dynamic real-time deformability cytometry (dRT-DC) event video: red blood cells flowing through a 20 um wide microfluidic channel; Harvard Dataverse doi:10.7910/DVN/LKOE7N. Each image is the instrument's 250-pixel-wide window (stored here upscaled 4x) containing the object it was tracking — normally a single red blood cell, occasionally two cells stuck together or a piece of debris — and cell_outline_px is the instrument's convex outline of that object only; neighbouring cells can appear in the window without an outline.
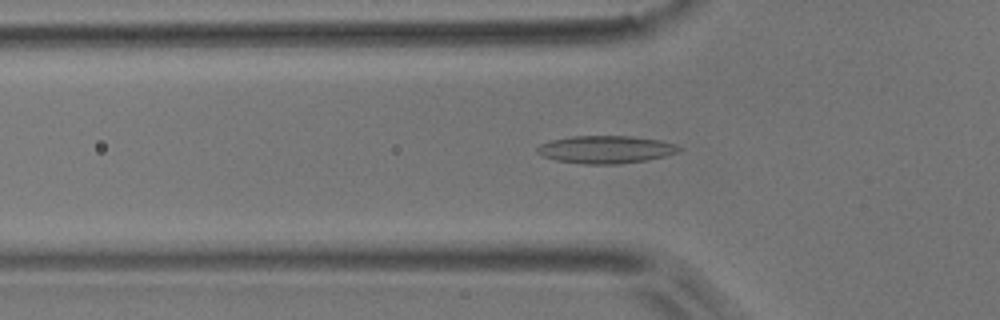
{"species": "common noctule bat (a hibernating species)", "species_latin": "Nyctalus noctula", "temperature_condition": "room temperature", "stored_images_in_passage": 53, "camera_frame_rate_fps": 3000, "um_per_image_px": 0.085, "animal": {"sex": "male", "body_mass_g": 17.9}, "frame": {"image": 1, "passage_image": 17, "time_ms": 5.333, "image_size_px": [1000, 320], "cell_outline_px": [[684, 148], [680, 152], [648, 160], [620, 164], [584, 164], [556, 160], [544, 156], [536, 152], [536, 148], [540, 144], [548, 140], [572, 136], [628, 136], [660, 140], [676, 144]], "centroid_in_image_um": [51.51, 12.7], "position_along_channel_um": 74.3, "area_um2": 23.06}}
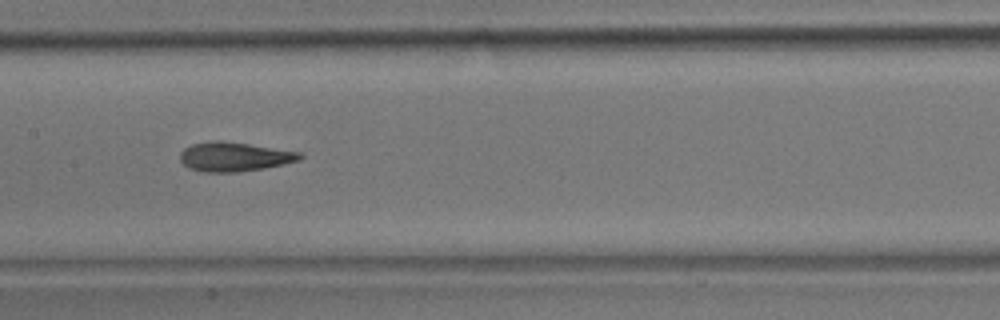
{"frame": {"image": 2, "passage_image": 26, "time_ms": 8.333, "image_size_px": [1000, 320], "cell_outline_px": [[304, 156], [300, 160], [284, 164], [264, 168], [236, 172], [200, 172], [188, 168], [180, 160], [180, 152], [184, 148], [192, 144], [212, 140], [220, 140], [248, 144], [300, 152]], "centroid_in_image_um": [19.89, 13.32], "position_along_channel_um": 187.5, "area_um2": 20.46}}
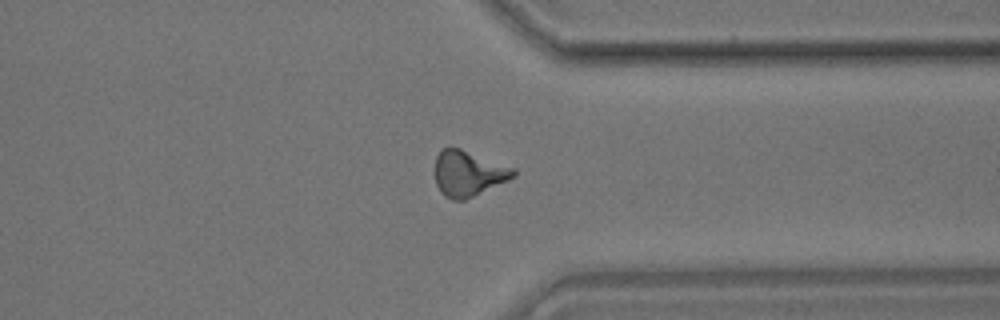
{"frame": {"image": 3, "passage_image": 41, "time_ms": 13.333, "image_size_px": [1000, 320], "cell_outline_px": [[516, 176], [508, 180], [464, 200], [452, 200], [444, 196], [440, 192], [436, 184], [436, 156], [440, 148], [460, 148], [516, 168]], "centroid_in_image_um": [39.81, 14.74], "position_along_channel_um": 371.6, "area_um2": 20.81}, "authors_computed_cell_mechanics": {"area_um2": 20.23, "velocity_mm_per_s": 3.7368, "shape_relaxation_time_tau1_ms": 9.0419, "shape_relaxation_time_tau2_ms": 2.4311, "deformation_change_tau1": 0.2335, "deformation_change_tau2": 0.1058}}